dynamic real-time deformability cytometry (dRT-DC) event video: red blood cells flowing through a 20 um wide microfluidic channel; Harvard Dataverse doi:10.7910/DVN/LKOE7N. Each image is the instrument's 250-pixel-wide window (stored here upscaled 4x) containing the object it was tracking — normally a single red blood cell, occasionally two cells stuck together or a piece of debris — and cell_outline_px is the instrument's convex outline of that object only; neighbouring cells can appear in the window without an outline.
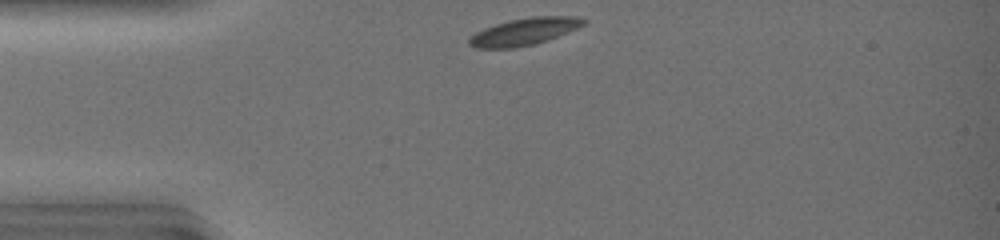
{"species": "common noctule bat (a hibernating species)", "species_latin": "Nyctalus noctula", "temperature_condition": "warm", "stored_images_in_passage": 9, "camera_frame_rate_fps": 3000, "um_per_image_px": 0.085, "animal": {"sex": "female", "body_mass_g": 19.0, "forearm_length_mm": 51.5}, "frame": {"image": 1, "passage_image": 1, "time_ms": 0.0, "image_size_px": [1000, 240], "cell_outline_px": [[588, 20], [584, 24], [576, 28], [536, 44], [516, 48], [476, 48], [468, 44], [468, 40], [476, 32], [484, 28], [496, 24], [512, 20], [532, 16], [580, 16]], "centroid_in_image_um": [44.57, 2.68], "position_along_channel_um": 40.4, "area_um2": 17.92}}